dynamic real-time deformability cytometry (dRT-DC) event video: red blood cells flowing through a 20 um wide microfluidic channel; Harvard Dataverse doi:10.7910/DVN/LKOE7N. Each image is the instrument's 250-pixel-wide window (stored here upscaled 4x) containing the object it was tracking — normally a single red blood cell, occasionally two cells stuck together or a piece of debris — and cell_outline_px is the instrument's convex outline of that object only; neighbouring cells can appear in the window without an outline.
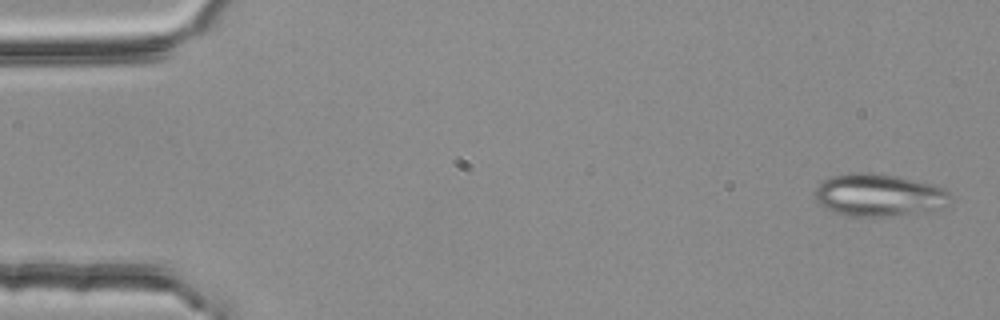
{"species": "common noctule bat (a hibernating species)", "species_latin": "Nyctalus noctula", "temperature_condition": "room temperature", "stored_images_in_passage": 4, "camera_frame_rate_fps": 3000, "um_per_image_px": 0.085, "animal": {"sex": "female", "body_mass_g": 25.1}, "frame": {"image": 1, "passage_image": 1, "time_ms": 0.0, "image_size_px": [1000, 320], "cell_outline_px": [[948, 204], [944, 208], [932, 212], [908, 216], [848, 216], [832, 212], [824, 208], [816, 200], [812, 192], [824, 180], [832, 176], [848, 172], [864, 172], [896, 176], [932, 184], [944, 188], [948, 192]], "centroid_in_image_um": [74.71, 16.61], "position_along_channel_um": 10.3, "area_um2": 34.16}}